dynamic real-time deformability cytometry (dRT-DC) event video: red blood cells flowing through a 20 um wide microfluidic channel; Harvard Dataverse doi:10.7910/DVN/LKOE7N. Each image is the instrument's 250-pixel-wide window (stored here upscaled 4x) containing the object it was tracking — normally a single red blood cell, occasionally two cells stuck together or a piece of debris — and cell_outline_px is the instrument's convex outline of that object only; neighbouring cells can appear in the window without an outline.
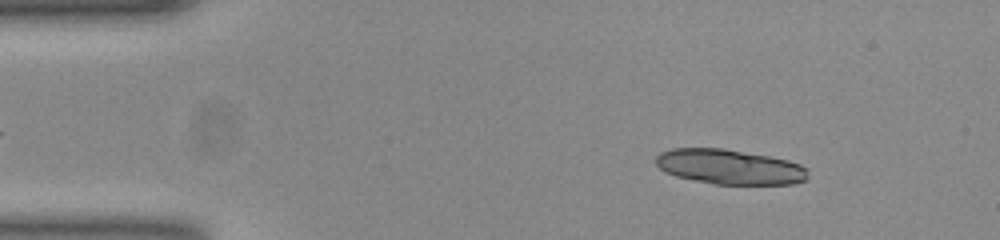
{"species": "common noctule bat (a hibernating species)", "species_latin": "Nyctalus noctula", "temperature_condition": "room temperature", "stored_images_in_passage": 27, "camera_frame_rate_fps": 3000, "um_per_image_px": 0.085, "animal": {"sex": "female", "body_mass_g": 23.0, "forearm_length_mm": 53.4}, "frame": {"image": 1, "passage_image": 6, "time_ms": 1.667, "image_size_px": [1000, 240], "cell_outline_px": [[808, 180], [792, 184], [712, 184], [676, 176], [664, 172], [656, 164], [656, 156], [660, 152], [672, 148], [724, 148], [768, 156], [788, 160], [800, 164], [808, 168]], "centroid_in_image_um": [62.03, 14.18], "position_along_channel_um": 23.0, "area_um2": 31.15}}
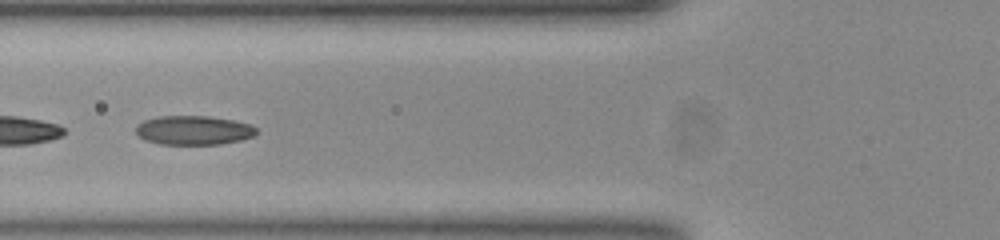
{"frame": {"image": 2, "passage_image": 19, "time_ms": 6.0, "image_size_px": [1000, 240], "cell_outline_px": [[256, 132], [252, 136], [240, 140], [220, 144], [160, 144], [144, 140], [136, 136], [136, 124], [144, 120], [156, 116], [208, 116], [232, 120], [252, 124], [256, 128]], "centroid_in_image_um": [16.4, 11.07], "position_along_channel_um": 109.4, "area_um2": 20.58}}
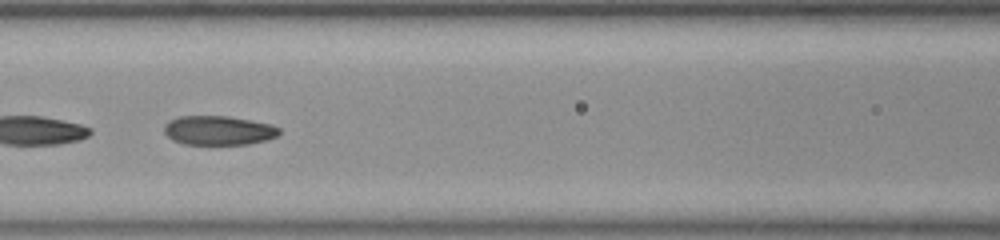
{"frame": {"image": 3, "passage_image": 22, "time_ms": 7.0, "image_size_px": [1000, 240], "cell_outline_px": [[280, 132], [276, 136], [264, 140], [248, 144], [184, 144], [172, 140], [164, 132], [164, 124], [168, 120], [176, 116], [228, 116], [272, 124], [280, 128]], "centroid_in_image_um": [18.54, 11.07], "position_along_channel_um": 148.1, "area_um2": 19.65}}